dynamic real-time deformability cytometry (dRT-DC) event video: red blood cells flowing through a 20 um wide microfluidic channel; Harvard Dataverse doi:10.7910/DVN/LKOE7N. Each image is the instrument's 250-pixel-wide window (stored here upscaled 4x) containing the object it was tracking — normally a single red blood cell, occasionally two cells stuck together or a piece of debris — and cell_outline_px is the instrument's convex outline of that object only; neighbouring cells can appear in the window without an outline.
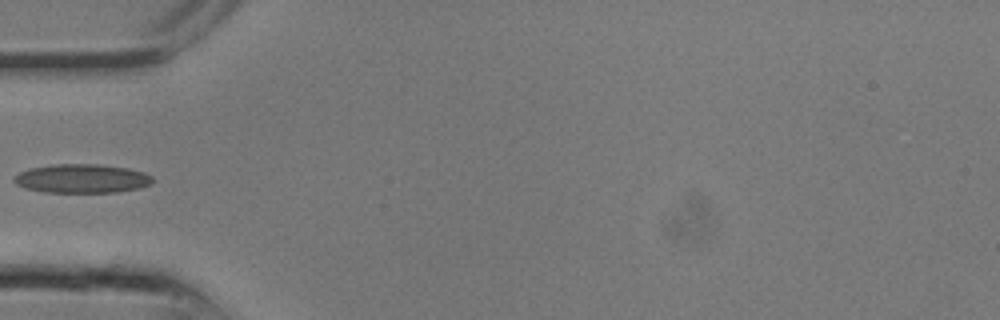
{"species": "common noctule bat (a hibernating species)", "species_latin": "Nyctalus noctula", "temperature_condition": "room temperature", "stored_images_in_passage": 18, "camera_frame_rate_fps": 3000, "um_per_image_px": 0.085, "animal": {"sex": "male", "body_mass_g": 13.3}, "frame": {"image": 1, "passage_image": 4, "time_ms": 1.0, "image_size_px": [1000, 320], "cell_outline_px": [[156, 180], [152, 184], [140, 188], [120, 192], [44, 192], [24, 188], [16, 184], [12, 180], [20, 172], [28, 168], [52, 164], [100, 164], [128, 168], [144, 172], [152, 176]], "centroid_in_image_um": [7.0, 15.17], "position_along_channel_um": 78.0, "area_um2": 23.64}}
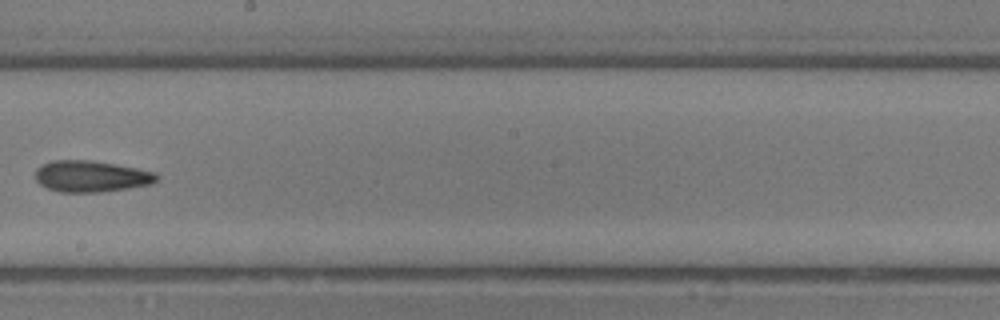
{"frame": {"image": 2, "passage_image": 10, "time_ms": 3.0, "image_size_px": [1000, 320], "cell_outline_px": [[160, 176], [152, 184], [128, 188], [100, 192], [60, 192], [48, 188], [40, 184], [36, 180], [36, 168], [52, 160], [92, 160], [116, 164], [156, 172]], "centroid_in_image_um": [7.77, 14.98], "position_along_channel_um": 240.4, "area_um2": 22.2}}
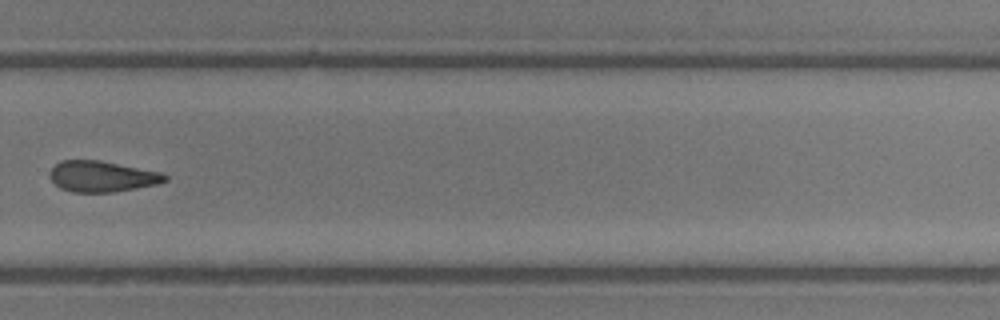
{"frame": {"image": 3, "passage_image": 13, "time_ms": 4.0, "image_size_px": [1000, 320], "cell_outline_px": [[168, 180], [156, 184], [136, 188], [112, 192], [72, 192], [60, 188], [48, 176], [48, 172], [60, 160], [100, 160], [164, 172], [168, 176]], "centroid_in_image_um": [8.68, 14.98], "position_along_channel_um": 321.1, "area_um2": 20.92}}